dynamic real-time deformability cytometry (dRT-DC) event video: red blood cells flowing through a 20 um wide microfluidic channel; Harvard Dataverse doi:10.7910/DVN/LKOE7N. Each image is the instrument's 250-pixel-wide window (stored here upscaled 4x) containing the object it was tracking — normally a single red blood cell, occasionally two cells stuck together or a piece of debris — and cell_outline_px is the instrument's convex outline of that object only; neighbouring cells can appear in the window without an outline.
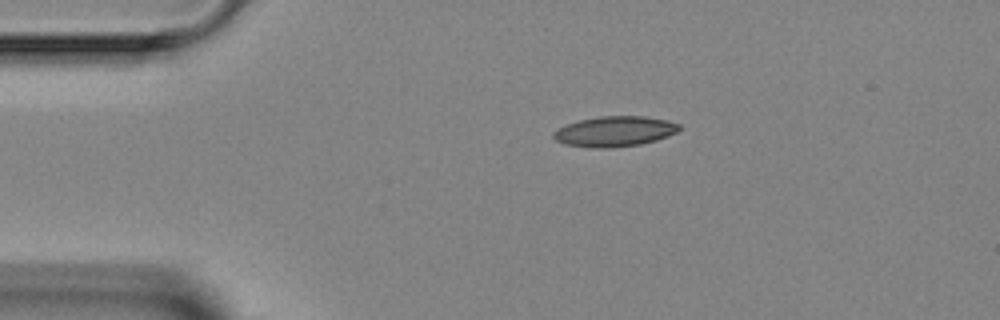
{"species": "Egyptian fruit bat (a non-hibernating species)", "species_latin": "Rousettus aegyptiacus", "temperature_condition": "room temperature", "stored_images_in_passage": 2, "camera_frame_rate_fps": 3000, "um_per_image_px": 0.085, "animal": {"sex": "female"}, "frame": {"image": 1, "passage_image": 1, "time_ms": 0.0, "image_size_px": [1000, 320], "cell_outline_px": [[680, 128], [676, 132], [668, 136], [656, 140], [640, 144], [612, 148], [596, 148], [564, 144], [556, 140], [552, 136], [552, 132], [568, 124], [580, 120], [600, 116], [644, 116], [668, 120], [680, 124]], "centroid_in_image_um": [52.26, 11.17], "position_along_channel_um": 32.7, "area_um2": 22.14}}